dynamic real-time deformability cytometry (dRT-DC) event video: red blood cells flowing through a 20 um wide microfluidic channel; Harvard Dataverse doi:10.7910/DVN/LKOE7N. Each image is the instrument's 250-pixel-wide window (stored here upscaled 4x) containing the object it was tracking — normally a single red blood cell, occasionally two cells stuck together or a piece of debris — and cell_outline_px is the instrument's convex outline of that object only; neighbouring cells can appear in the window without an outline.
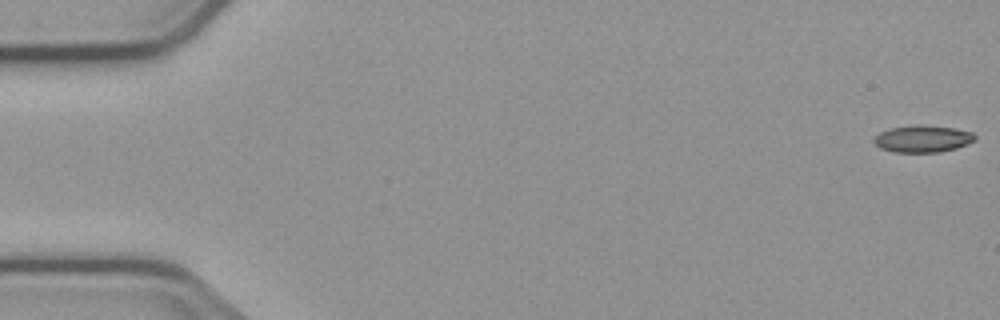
{"species": "common noctule bat (a hibernating species)", "species_latin": "Nyctalus noctula", "temperature_condition": "cold", "stored_images_in_passage": 4, "camera_frame_rate_fps": 3000, "um_per_image_px": 0.085, "animal": {"sex": "male", "body_mass_g": 23.1, "forearm_length_mm": 52.7}, "frame": {"image": 1, "passage_image": 1, "time_ms": 0.0, "image_size_px": [1000, 320], "cell_outline_px": [[976, 140], [968, 144], [956, 148], [940, 152], [896, 152], [880, 148], [872, 140], [880, 132], [888, 128], [916, 124], [924, 124], [956, 128], [972, 132], [976, 136]], "centroid_in_image_um": [78.45, 11.78], "position_along_channel_um": 6.5, "area_um2": 16.13}}
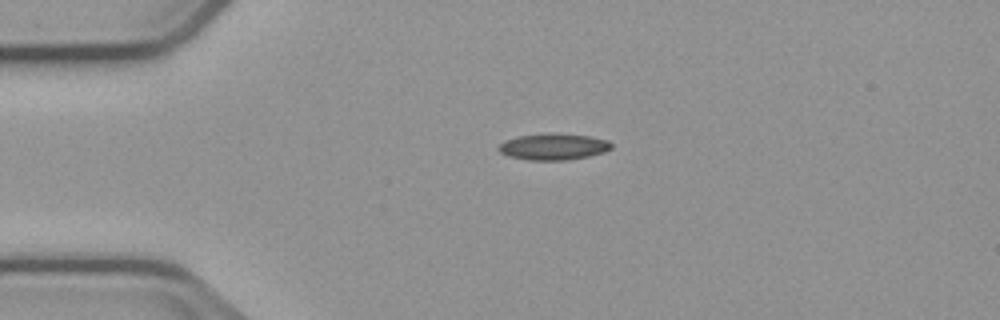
{"frame": {"image": 2, "passage_image": 4, "time_ms": 4.0, "image_size_px": [1000, 320], "cell_outline_px": [[612, 148], [604, 152], [588, 156], [564, 160], [528, 160], [508, 156], [500, 152], [496, 148], [504, 140], [520, 136], [588, 136], [608, 140], [612, 144]], "centroid_in_image_um": [47.02, 12.52], "position_along_channel_um": 38.0, "area_um2": 16.42}}